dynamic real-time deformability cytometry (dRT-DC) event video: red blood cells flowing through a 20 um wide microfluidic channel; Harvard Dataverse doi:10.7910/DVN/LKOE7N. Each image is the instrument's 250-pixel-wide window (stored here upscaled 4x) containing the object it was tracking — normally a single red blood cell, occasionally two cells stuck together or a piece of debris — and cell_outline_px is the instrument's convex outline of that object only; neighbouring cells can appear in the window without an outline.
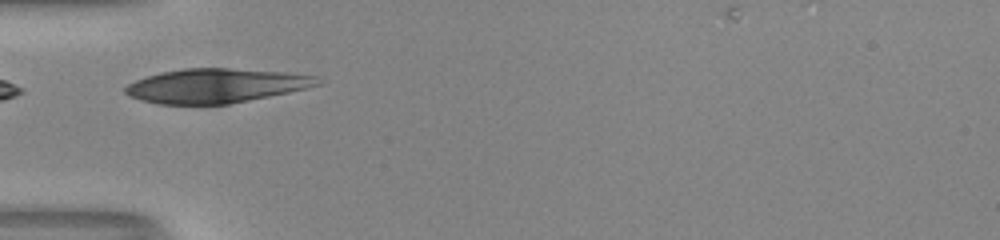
{"species": "human", "species_latin": "Homo sapiens", "temperature_condition": "room temperature", "stored_images_in_passage": 11, "camera_frame_rate_fps": 3000, "um_per_image_px": 0.085, "donor": {"sex": "male"}, "frame": {"image": 1, "passage_image": 1, "time_ms": 0.0, "image_size_px": [1000, 240], "cell_outline_px": [[324, 84], [308, 88], [228, 104], [156, 104], [140, 100], [124, 92], [124, 88], [128, 84], [136, 80], [148, 76], [164, 72], [184, 68], [228, 68], [284, 72], [316, 76]], "centroid_in_image_um": [18.37, 7.28], "position_along_channel_um": 66.6, "area_um2": 38.09}}
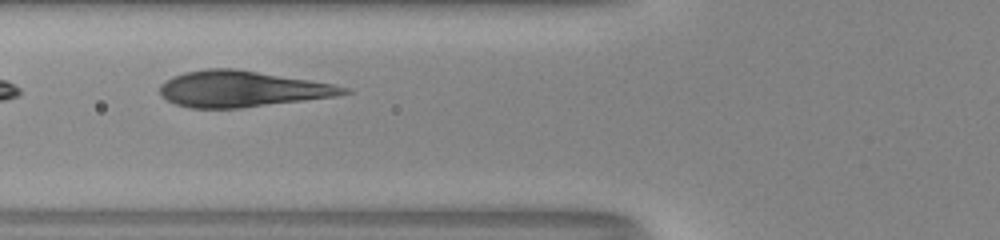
{"frame": {"image": 2, "passage_image": 4, "time_ms": 1.0, "image_size_px": [1000, 240], "cell_outline_px": [[352, 92], [336, 96], [240, 108], [188, 108], [176, 104], [160, 96], [160, 84], [172, 76], [184, 72], [208, 68], [236, 68], [332, 84], [348, 88]], "centroid_in_image_um": [20.5, 7.56], "position_along_channel_um": 105.3, "area_um2": 38.44}}